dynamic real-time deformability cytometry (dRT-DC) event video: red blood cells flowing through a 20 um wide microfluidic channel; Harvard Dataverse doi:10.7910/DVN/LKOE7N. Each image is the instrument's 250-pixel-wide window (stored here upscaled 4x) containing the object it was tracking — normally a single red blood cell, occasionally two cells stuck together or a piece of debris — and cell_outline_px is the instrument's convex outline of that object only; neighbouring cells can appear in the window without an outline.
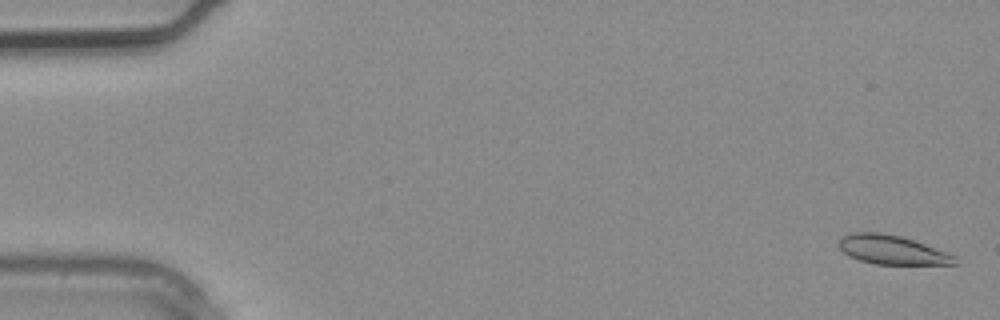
{"species": "common noctule bat (a hibernating species)", "species_latin": "Nyctalus noctula", "temperature_condition": "warm", "stored_images_in_passage": 2, "camera_frame_rate_fps": 3000, "um_per_image_px": 0.085, "animal": {"sex": "male", "body_mass_g": 20.4}, "frame": {"image": 1, "passage_image": 1, "time_ms": 0.0, "image_size_px": [1000, 320], "cell_outline_px": [[956, 264], [876, 264], [860, 260], [848, 256], [836, 244], [840, 236], [852, 232], [880, 232], [900, 236], [924, 244], [956, 256]], "centroid_in_image_um": [75.74, 21.22], "position_along_channel_um": 9.3, "area_um2": 19.54}}
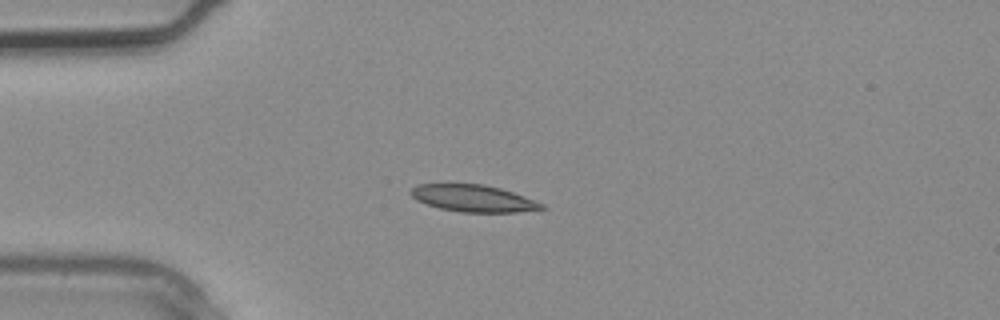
{"frame": {"image": 2, "passage_image": 2, "time_ms": 0.333, "image_size_px": [1000, 320], "cell_outline_px": [[548, 208], [516, 212], [460, 212], [440, 208], [416, 200], [408, 192], [416, 184], [484, 184], [500, 188], [512, 192], [544, 204]], "centroid_in_image_um": [40.21, 16.86], "position_along_channel_um": 44.8, "area_um2": 20.4}}